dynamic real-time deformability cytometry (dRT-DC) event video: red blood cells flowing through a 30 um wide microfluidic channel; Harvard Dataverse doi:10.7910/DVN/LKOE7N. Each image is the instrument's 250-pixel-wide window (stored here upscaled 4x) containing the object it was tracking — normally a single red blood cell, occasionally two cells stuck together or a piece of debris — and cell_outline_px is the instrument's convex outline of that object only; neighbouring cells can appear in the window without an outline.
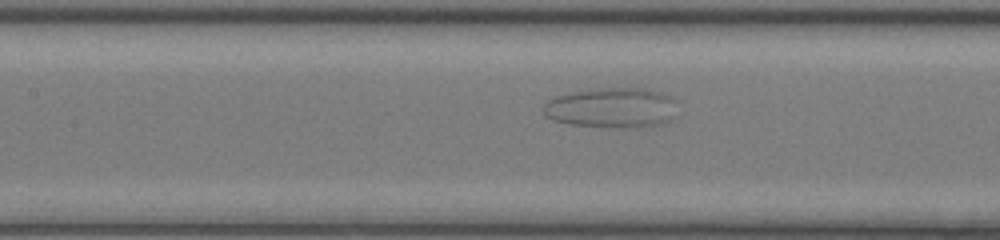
{"species": "common noctule bat (a hibernating species)", "species_latin": "Nyctalus noctula", "temperature_condition": "room temperature", "stored_images_in_passage": 50, "camera_frame_rate_fps": 3000, "um_per_image_px": 0.085, "animal": {"sex": "female", "body_mass_g": 17.0, "forearm_length_mm": 48.0}, "frame": {"image": 1, "passage_image": 19, "time_ms": 6.0, "image_size_px": [1000, 240], "cell_outline_px": [[676, 100], [672, 116], [668, 120], [660, 124], [640, 128], [620, 128], [572, 124], [552, 120], [544, 112], [544, 104], [548, 100], [556, 96], [572, 92], [600, 88], [648, 88], [672, 96]], "centroid_in_image_um": [52.02, 9.16], "position_along_channel_um": 155.4, "area_um2": 31.33}}
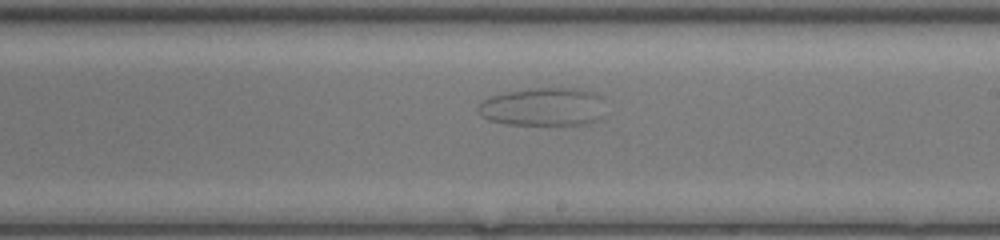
{"frame": {"image": 2, "passage_image": 26, "time_ms": 8.333, "image_size_px": [1000, 240], "cell_outline_px": [[600, 120], [588, 124], [508, 124], [488, 120], [480, 116], [476, 108], [484, 100], [492, 96], [504, 92], [528, 88], [580, 88], [596, 92], [600, 96]], "centroid_in_image_um": [46.13, 9.07], "position_along_channel_um": 242.9, "area_um2": 28.32}}
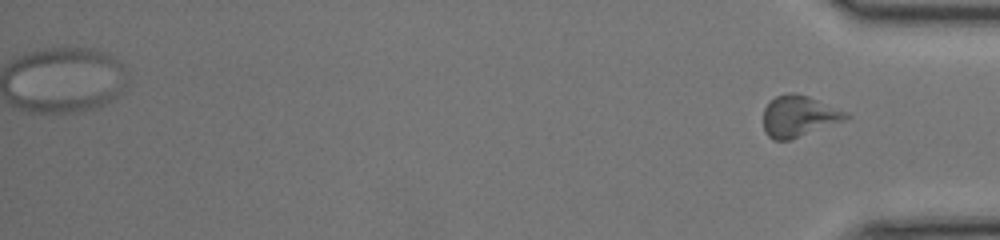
{"frame": {"image": 3, "passage_image": 50, "time_ms": 16.333, "image_size_px": [1000, 240], "cell_outline_px": [[852, 116], [848, 120], [788, 140], [772, 140], [764, 132], [764, 108], [776, 96], [788, 92], [808, 96], [848, 112]], "centroid_in_image_um": [67.93, 9.88], "position_along_channel_um": 367.3, "area_um2": 19.88}}